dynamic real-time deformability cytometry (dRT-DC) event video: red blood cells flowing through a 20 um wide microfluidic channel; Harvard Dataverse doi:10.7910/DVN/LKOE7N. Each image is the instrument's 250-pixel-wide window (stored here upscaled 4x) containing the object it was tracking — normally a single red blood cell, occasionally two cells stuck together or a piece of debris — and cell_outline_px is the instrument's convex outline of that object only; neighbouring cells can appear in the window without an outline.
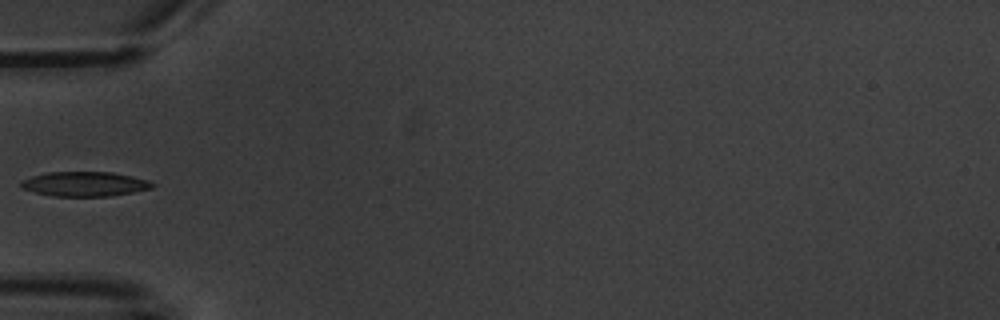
{"species": "common noctule bat (a hibernating species)", "species_latin": "Nyctalus noctula", "temperature_condition": "warm", "stored_images_in_passage": 4, "camera_frame_rate_fps": 3000, "um_per_image_px": 0.085, "animal": {"sex": "male", "body_mass_g": 20.1, "forearm_length_mm": 53.5}, "frame": {"image": 1, "passage_image": 4, "time_ms": 4.667, "image_size_px": [1000, 320], "cell_outline_px": [[156, 184], [152, 188], [112, 196], [52, 196], [36, 192], [24, 188], [20, 184], [20, 180], [32, 176], [48, 172], [112, 172], [132, 176], [148, 180]], "centroid_in_image_um": [7.22, 15.63], "position_along_channel_um": 77.8, "area_um2": 18.79}}